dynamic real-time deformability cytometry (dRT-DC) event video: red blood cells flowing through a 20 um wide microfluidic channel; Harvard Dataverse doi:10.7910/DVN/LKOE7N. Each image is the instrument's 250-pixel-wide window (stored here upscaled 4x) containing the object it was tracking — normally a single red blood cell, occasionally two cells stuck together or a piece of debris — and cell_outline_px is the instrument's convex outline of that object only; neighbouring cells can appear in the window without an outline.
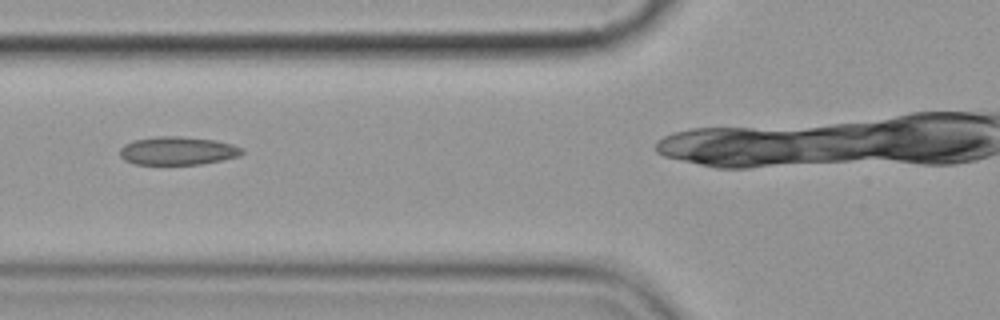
{"species": "common noctule bat (a hibernating species)", "species_latin": "Nyctalus noctula", "temperature_condition": "cold", "stored_images_in_passage": 8, "camera_frame_rate_fps": 3000, "um_per_image_px": 0.085, "animal": {"sex": "female", "body_mass_g": 19.9}, "frame": {"image": 1, "passage_image": 2, "time_ms": 1.333, "image_size_px": [1000, 320], "cell_outline_px": [[244, 152], [240, 156], [200, 164], [136, 164], [124, 160], [120, 156], [120, 148], [124, 144], [132, 140], [156, 136], [180, 136], [216, 140], [232, 144], [244, 148]], "centroid_in_image_um": [15.1, 12.8], "position_along_channel_um": 110.7, "area_um2": 20.23}}
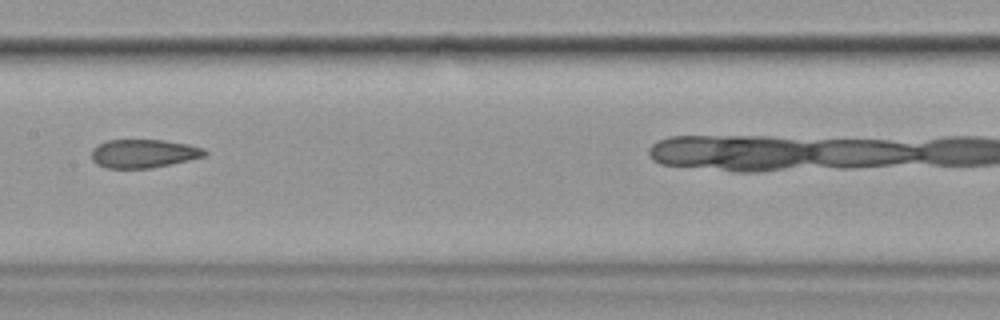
{"frame": {"image": 2, "passage_image": 4, "time_ms": 3.667, "image_size_px": [1000, 320], "cell_outline_px": [[208, 152], [204, 156], [188, 160], [148, 168], [104, 168], [96, 164], [92, 160], [92, 148], [108, 140], [164, 140], [188, 144], [204, 148]], "centroid_in_image_um": [12.18, 13.05], "position_along_channel_um": 195.2, "area_um2": 18.67}}
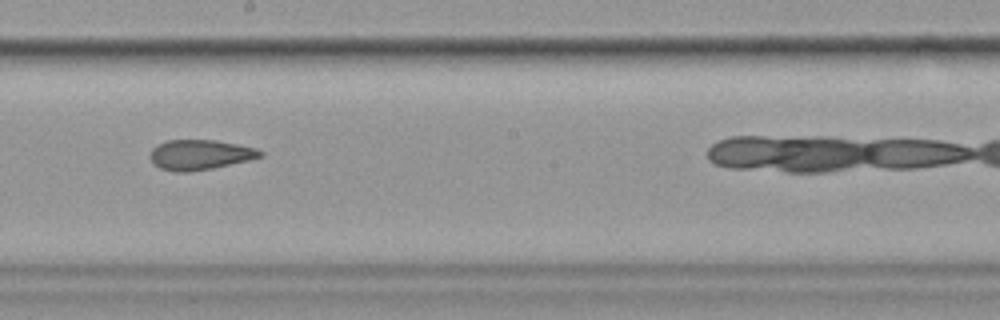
{"frame": {"image": 3, "passage_image": 5, "time_ms": 4.667, "image_size_px": [1000, 320], "cell_outline_px": [[264, 156], [248, 160], [212, 168], [188, 172], [176, 172], [160, 168], [152, 164], [148, 156], [152, 148], [156, 144], [168, 140], [216, 140], [256, 148], [264, 152]], "centroid_in_image_um": [16.95, 13.15], "position_along_channel_um": 231.2, "area_um2": 19.42}}